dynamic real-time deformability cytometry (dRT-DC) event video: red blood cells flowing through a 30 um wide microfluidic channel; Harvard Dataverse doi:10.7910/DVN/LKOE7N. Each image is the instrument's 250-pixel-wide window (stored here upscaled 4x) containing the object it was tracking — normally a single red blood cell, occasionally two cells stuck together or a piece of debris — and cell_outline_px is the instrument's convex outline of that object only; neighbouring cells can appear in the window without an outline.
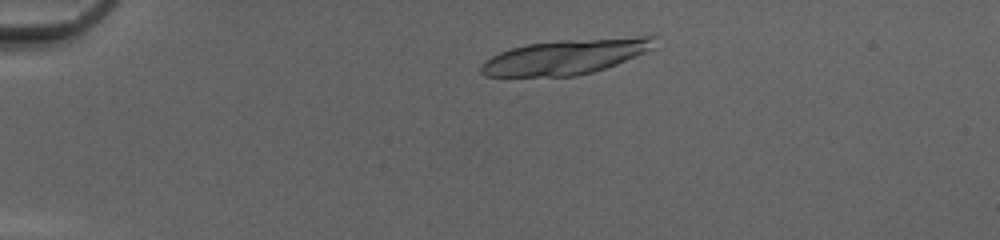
{"species": "common noctule bat (a hibernating species)", "species_latin": "Nyctalus noctula", "temperature_condition": "cold", "stored_images_in_passage": 14, "camera_frame_rate_fps": 3000, "um_per_image_px": 0.085, "animal": {"sex": "female", "body_mass_g": 20.0, "forearm_length_mm": 54.0}, "frame": {"image": 1, "passage_image": 5, "time_ms": 1.333, "image_size_px": [1000, 240], "cell_outline_px": [[656, 36], [648, 48], [644, 52], [616, 64], [592, 72], [576, 76], [484, 76], [480, 72], [480, 64], [484, 60], [500, 52], [512, 48], [528, 44], [560, 40], [648, 32], [652, 32]], "centroid_in_image_um": [48.17, 4.77], "position_along_channel_um": 36.8, "area_um2": 36.18}}